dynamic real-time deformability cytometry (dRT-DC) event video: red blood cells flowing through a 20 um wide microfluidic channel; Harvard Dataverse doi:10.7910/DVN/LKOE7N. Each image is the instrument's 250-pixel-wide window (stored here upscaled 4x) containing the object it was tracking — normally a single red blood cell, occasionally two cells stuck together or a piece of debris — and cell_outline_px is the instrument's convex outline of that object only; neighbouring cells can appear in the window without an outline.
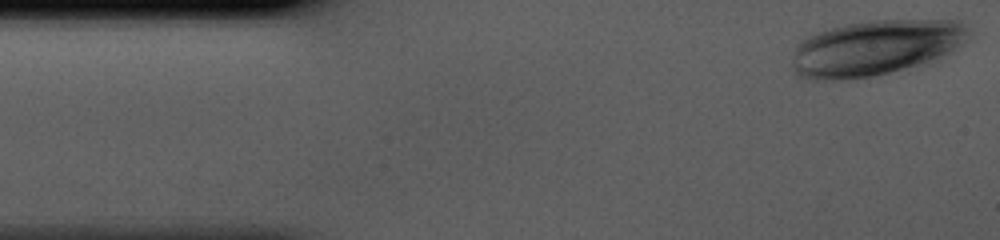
{"species": "human", "species_latin": "Homo sapiens", "temperature_condition": "cold", "stored_images_in_passage": 37, "camera_frame_rate_fps": 3000, "um_per_image_px": 0.085, "donor": {"sex": "male"}, "frame": {"image": 1, "passage_image": 1, "time_ms": 0.0, "image_size_px": [1000, 240], "cell_outline_px": [[968, 32], [964, 44], [952, 52], [920, 64], [876, 76], [840, 80], [808, 80], [796, 76], [792, 68], [792, 56], [796, 44], [800, 40], [816, 32], [848, 24], [872, 20], [960, 20], [964, 24]], "centroid_in_image_um": [74.35, 4.08], "position_along_channel_um": 10.7, "area_um2": 57.28}}
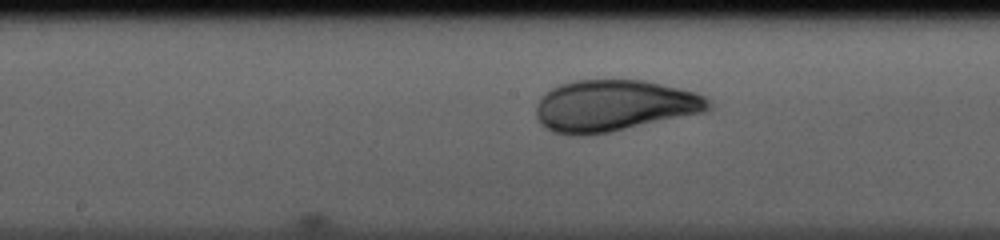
{"frame": {"image": 2, "passage_image": 20, "time_ms": 6.333, "image_size_px": [1000, 240], "cell_outline_px": [[712, 108], [708, 112], [588, 136], [568, 136], [552, 132], [544, 128], [540, 124], [536, 116], [536, 104], [552, 88], [560, 84], [572, 80], [644, 80], [696, 92], [704, 96], [712, 104]], "centroid_in_image_um": [52.2, 9.0], "position_along_channel_um": 196.0, "area_um2": 52.14}}
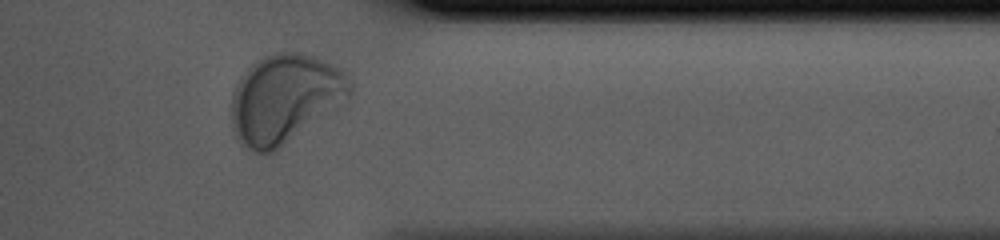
{"frame": {"image": 3, "passage_image": 34, "time_ms": 11.0, "image_size_px": [1000, 240], "cell_outline_px": [[352, 96], [272, 152], [256, 152], [236, 140], [232, 128], [232, 92], [240, 76], [256, 60], [264, 56], [276, 52], [300, 52], [312, 56], [344, 68], [348, 72], [352, 80]], "centroid_in_image_um": [24.23, 8.33], "position_along_channel_um": 387.2, "area_um2": 61.21}}